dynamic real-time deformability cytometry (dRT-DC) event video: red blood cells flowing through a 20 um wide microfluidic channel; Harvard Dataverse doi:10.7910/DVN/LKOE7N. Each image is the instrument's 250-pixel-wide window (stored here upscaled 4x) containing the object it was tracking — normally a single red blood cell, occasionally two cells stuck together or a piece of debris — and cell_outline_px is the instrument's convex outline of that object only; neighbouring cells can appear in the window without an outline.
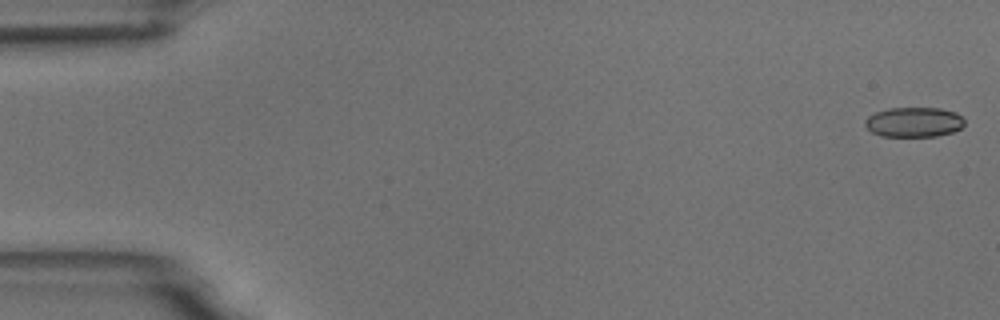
{"species": "common noctule bat (a hibernating species)", "species_latin": "Nyctalus noctula", "temperature_condition": "room temperature", "stored_images_in_passage": 6, "camera_frame_rate_fps": 3000, "um_per_image_px": 0.085, "animal": {"sex": "male", "body_mass_g": 18.8}, "frame": {"image": 1, "passage_image": 1, "time_ms": 0.0, "image_size_px": [1000, 320], "cell_outline_px": [[964, 124], [960, 128], [952, 132], [936, 136], [880, 136], [872, 132], [864, 124], [864, 120], [868, 116], [876, 112], [888, 108], [940, 108], [956, 112], [964, 120]], "centroid_in_image_um": [77.66, 10.37], "position_along_channel_um": 7.3, "area_um2": 17.28}}
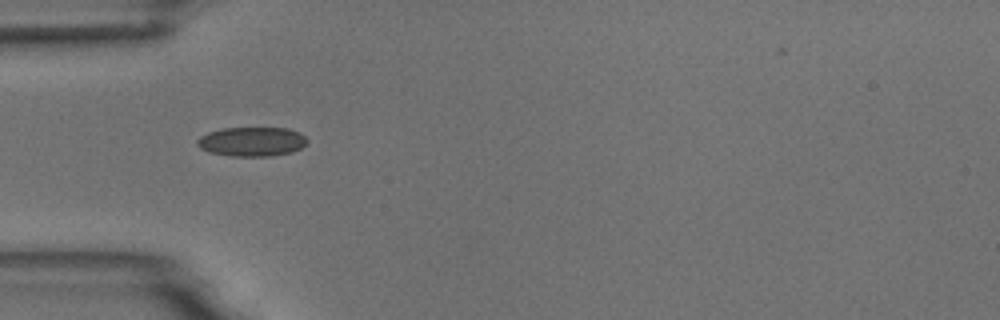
{"frame": {"image": 2, "passage_image": 5, "time_ms": 5.333, "image_size_px": [1000, 320], "cell_outline_px": [[308, 140], [300, 148], [292, 152], [268, 156], [232, 156], [212, 152], [200, 148], [196, 144], [196, 140], [200, 136], [208, 132], [220, 128], [288, 128], [300, 132]], "centroid_in_image_um": [21.39, 12.02], "position_along_channel_um": 63.6, "area_um2": 18.73}}